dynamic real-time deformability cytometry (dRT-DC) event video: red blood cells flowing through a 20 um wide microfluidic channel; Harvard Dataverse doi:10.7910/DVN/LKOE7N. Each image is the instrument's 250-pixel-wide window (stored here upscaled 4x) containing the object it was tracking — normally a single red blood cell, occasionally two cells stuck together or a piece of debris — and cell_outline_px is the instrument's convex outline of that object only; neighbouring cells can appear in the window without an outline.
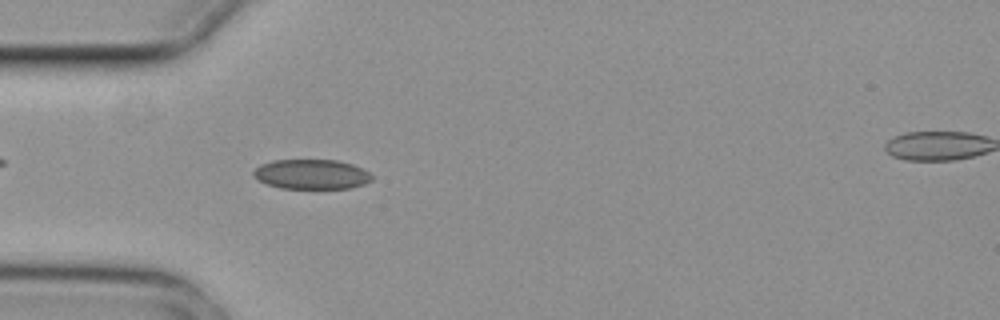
{"species": "common noctule bat (a hibernating species)", "species_latin": "Nyctalus noctula", "temperature_condition": "cold", "stored_images_in_passage": 2, "segment_of_instrument_passage": [1, 2], "camera_frame_rate_fps": 3000, "um_per_image_px": 0.085, "animal": {"sex": "female", "body_mass_g": 29.2, "forearm_length_mm": 56.3}, "frame": {"image": 1, "passage_image": 1, "time_ms": 0.0, "image_size_px": [1000, 320], "cell_outline_px": [[372, 180], [364, 184], [352, 188], [280, 188], [256, 180], [252, 176], [252, 172], [260, 164], [272, 160], [336, 160], [352, 164], [368, 172], [372, 176]], "centroid_in_image_um": [26.44, 14.81], "position_along_channel_um": 58.6, "area_um2": 20.58}}